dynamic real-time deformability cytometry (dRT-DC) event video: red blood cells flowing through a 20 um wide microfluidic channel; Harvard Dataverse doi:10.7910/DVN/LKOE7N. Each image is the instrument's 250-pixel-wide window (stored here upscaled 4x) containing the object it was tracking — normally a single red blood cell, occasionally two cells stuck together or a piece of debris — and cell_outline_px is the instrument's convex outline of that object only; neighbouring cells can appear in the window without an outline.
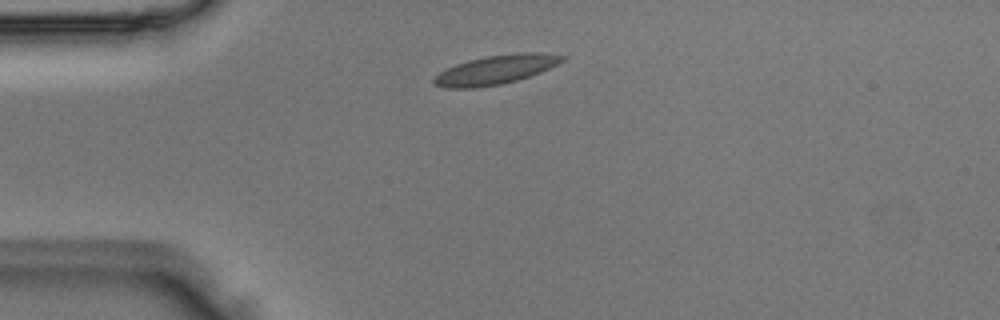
{"species": "Egyptian fruit bat (a non-hibernating species)", "species_latin": "Rousettus aegyptiacus", "temperature_condition": "room temperature", "stored_images_in_passage": 3, "camera_frame_rate_fps": 3000, "um_per_image_px": 0.085, "animal": {"sex": "male"}, "frame": {"image": 1, "passage_image": 1, "time_ms": 0.0, "image_size_px": [1000, 320], "cell_outline_px": [[568, 56], [564, 60], [540, 72], [516, 80], [500, 84], [476, 88], [444, 88], [436, 84], [432, 80], [440, 72], [456, 64], [468, 60], [488, 56], [516, 52], [540, 52]], "centroid_in_image_um": [42.15, 5.91], "position_along_channel_um": 42.8, "area_um2": 21.5}}
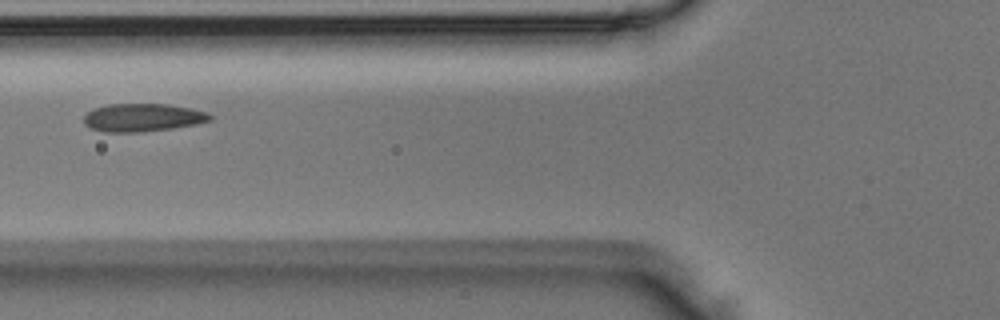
{"frame": {"image": 2, "passage_image": 3, "time_ms": 0.667, "image_size_px": [1000, 320], "cell_outline_px": [[212, 120], [196, 124], [172, 128], [140, 132], [104, 132], [92, 128], [84, 124], [84, 116], [88, 112], [96, 108], [108, 104], [168, 104], [192, 108], [208, 112], [212, 116]], "centroid_in_image_um": [12.16, 9.99], "position_along_channel_um": 113.6, "area_um2": 20.58}}